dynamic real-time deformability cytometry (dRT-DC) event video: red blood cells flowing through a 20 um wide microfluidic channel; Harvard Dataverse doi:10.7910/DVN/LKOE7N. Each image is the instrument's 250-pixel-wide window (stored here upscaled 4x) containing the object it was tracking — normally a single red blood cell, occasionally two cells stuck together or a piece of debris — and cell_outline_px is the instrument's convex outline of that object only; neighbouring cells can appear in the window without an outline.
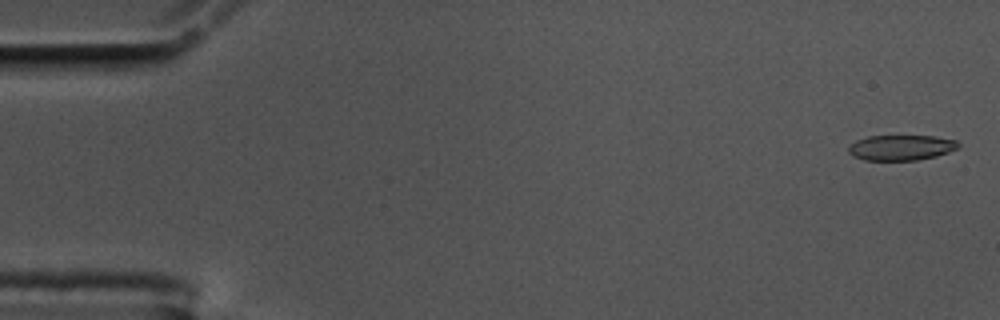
{"species": "common noctule bat (a hibernating species)", "species_latin": "Nyctalus noctula", "temperature_condition": "cold", "stored_images_in_passage": 57, "camera_frame_rate_fps": 3000, "um_per_image_px": 0.085, "animal": {"sex": "male", "body_mass_g": 17.5, "forearm_length_mm": 52.3}, "frame": {"image": 1, "passage_image": 2, "time_ms": 0.333, "image_size_px": [1000, 320], "cell_outline_px": [[960, 144], [956, 148], [948, 152], [936, 156], [916, 160], [864, 160], [852, 156], [848, 152], [848, 148], [856, 140], [868, 136], [936, 136], [956, 140]], "centroid_in_image_um": [76.58, 12.54], "position_along_channel_um": 8.4, "area_um2": 16.18}}
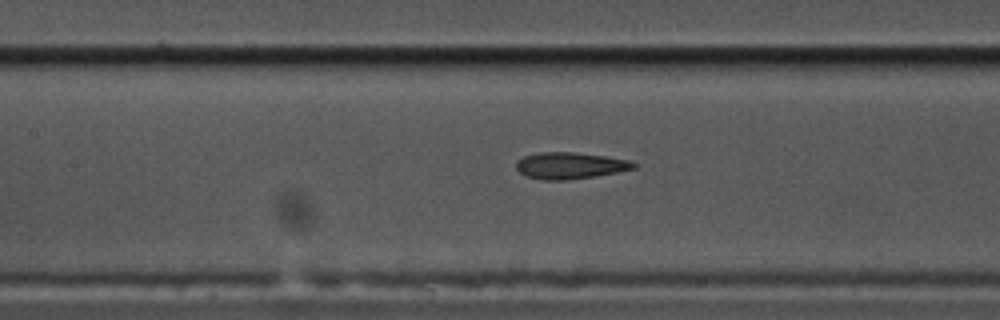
{"frame": {"image": 2, "passage_image": 26, "time_ms": 8.333, "image_size_px": [1000, 320], "cell_outline_px": [[636, 168], [596, 176], [568, 180], [540, 180], [524, 176], [516, 168], [516, 160], [524, 156], [540, 152], [572, 152], [604, 156], [632, 160], [636, 164]], "centroid_in_image_um": [48.43, 14.08], "position_along_channel_um": 159.0, "area_um2": 18.32}}
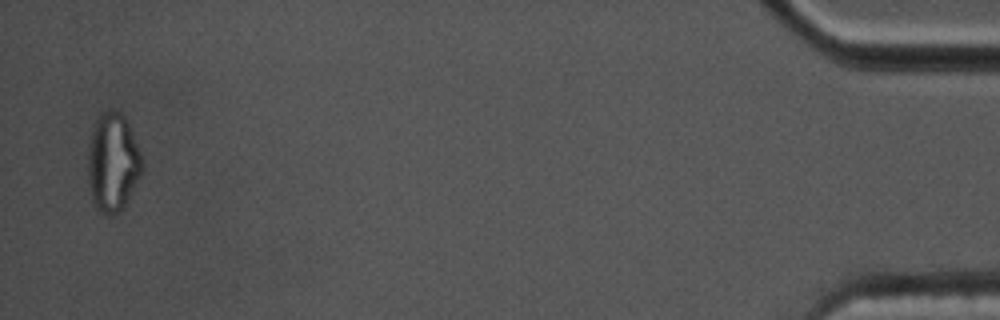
{"frame": {"image": 3, "passage_image": 56, "time_ms": 18.333, "image_size_px": [1000, 320], "cell_outline_px": [[144, 164], [140, 176], [128, 200], [116, 212], [100, 212], [96, 208], [92, 200], [88, 180], [88, 148], [92, 132], [96, 120], [104, 112], [112, 108], [120, 112], [124, 116], [128, 124], [140, 152]], "centroid_in_image_um": [9.58, 13.77], "position_along_channel_um": 425.6, "area_um2": 30.63}, "authors_computed_cell_mechanics": {"area_um2": 18.0914, "velocity_mm_per_s": 3.5539, "shape_relaxation_time_tau1_ms": null, "shape_relaxation_time_tau2_ms": 2.0497, "deformation_change_tau1": null, "deformation_change_tau2": 0.0998}}